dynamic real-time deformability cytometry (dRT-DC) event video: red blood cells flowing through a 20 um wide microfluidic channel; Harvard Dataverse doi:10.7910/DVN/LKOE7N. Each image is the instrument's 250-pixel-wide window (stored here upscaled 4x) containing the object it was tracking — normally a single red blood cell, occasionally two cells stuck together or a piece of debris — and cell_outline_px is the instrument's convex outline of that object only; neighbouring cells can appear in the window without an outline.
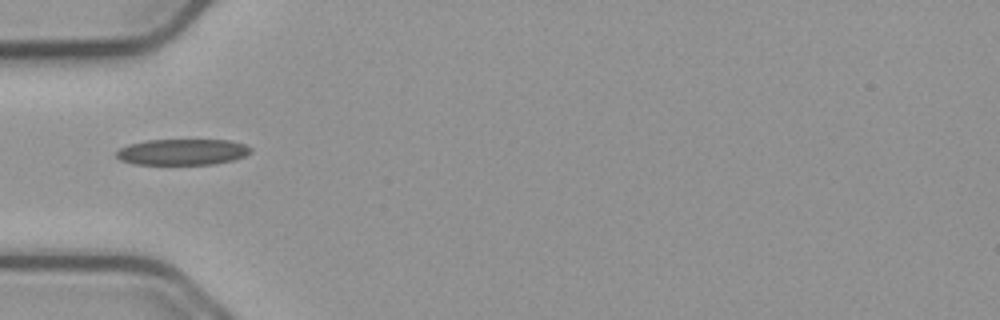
{"species": "common noctule bat (a hibernating species)", "species_latin": "Nyctalus noctula", "temperature_condition": "cold", "stored_images_in_passage": 38, "camera_frame_rate_fps": 3000, "um_per_image_px": 0.085, "animal": {"sex": "male", "body_mass_g": 23.1, "forearm_length_mm": 52.7}, "frame": {"image": 1, "passage_image": 1, "time_ms": 0.0, "image_size_px": [1000, 320], "cell_outline_px": [[252, 152], [244, 156], [232, 160], [212, 164], [132, 164], [120, 160], [116, 156], [116, 152], [120, 148], [128, 144], [148, 140], [228, 140], [244, 144], [252, 148]], "centroid_in_image_um": [15.49, 12.91], "position_along_channel_um": 69.5, "area_um2": 20.35}}
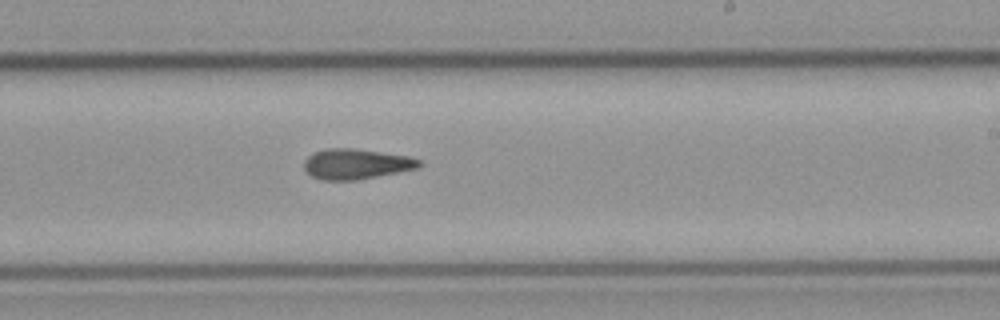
{"frame": {"image": 2, "passage_image": 16, "time_ms": 5.0, "image_size_px": [1000, 320], "cell_outline_px": [[424, 164], [416, 168], [356, 180], [324, 180], [312, 176], [304, 168], [304, 160], [308, 156], [316, 152], [328, 148], [352, 148], [408, 156], [420, 160]], "centroid_in_image_um": [30.26, 13.93], "position_along_channel_um": 258.7, "area_um2": 20.0}}
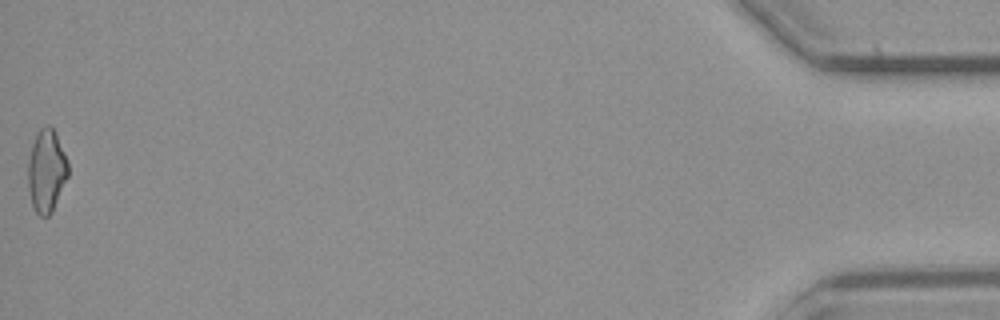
{"frame": {"image": 3, "passage_image": 38, "time_ms": 12.333, "image_size_px": [1000, 320], "cell_outline_px": [[68, 176], [52, 212], [48, 216], [40, 216], [36, 212], [32, 204], [28, 188], [28, 164], [32, 144], [40, 128], [48, 124], [56, 132], [64, 152], [68, 164]], "centroid_in_image_um": [3.95, 14.52], "position_along_channel_um": 431.2, "area_um2": 19.19}}